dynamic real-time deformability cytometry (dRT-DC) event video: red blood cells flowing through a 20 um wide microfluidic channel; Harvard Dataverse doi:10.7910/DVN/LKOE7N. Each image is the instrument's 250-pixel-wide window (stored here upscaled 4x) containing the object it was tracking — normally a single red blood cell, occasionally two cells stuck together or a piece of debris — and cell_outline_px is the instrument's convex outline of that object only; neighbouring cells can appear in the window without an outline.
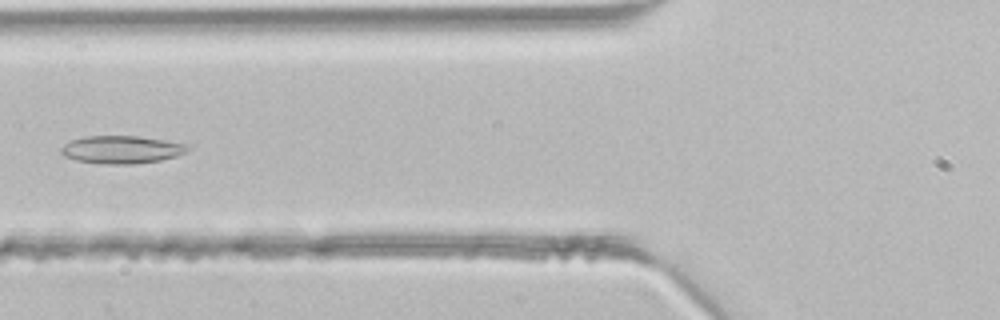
{"species": "common noctule bat (a hibernating species)", "species_latin": "Nyctalus noctula", "temperature_condition": "room temperature", "stored_images_in_passage": 34, "camera_frame_rate_fps": 3000, "um_per_image_px": 0.085, "animal": {"sex": "male", "body_mass_g": 21.5, "forearm_length_mm": 52.0}, "frame": {"image": 1, "passage_image": 7, "time_ms": 2.0, "image_size_px": [1000, 320], "cell_outline_px": [[192, 148], [188, 152], [176, 156], [160, 160], [136, 164], [104, 164], [76, 160], [64, 156], [60, 152], [60, 148], [64, 144], [72, 140], [88, 136], [136, 136], [164, 140], [188, 144]], "centroid_in_image_um": [10.37, 12.72], "position_along_channel_um": 115.4, "area_um2": 20.58}}
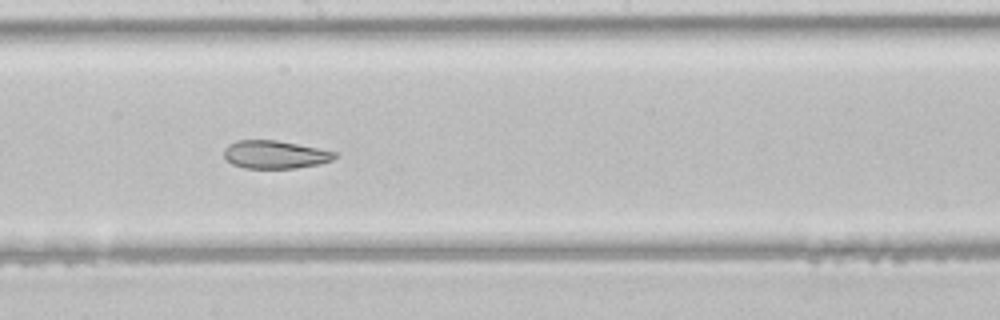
{"frame": {"image": 2, "passage_image": 14, "time_ms": 4.333, "image_size_px": [1000, 320], "cell_outline_px": [[336, 156], [332, 160], [320, 164], [296, 168], [244, 168], [232, 164], [224, 156], [224, 148], [228, 144], [236, 140], [276, 140], [336, 152]], "centroid_in_image_um": [23.34, 13.14], "position_along_channel_um": 224.9, "area_um2": 17.98}}
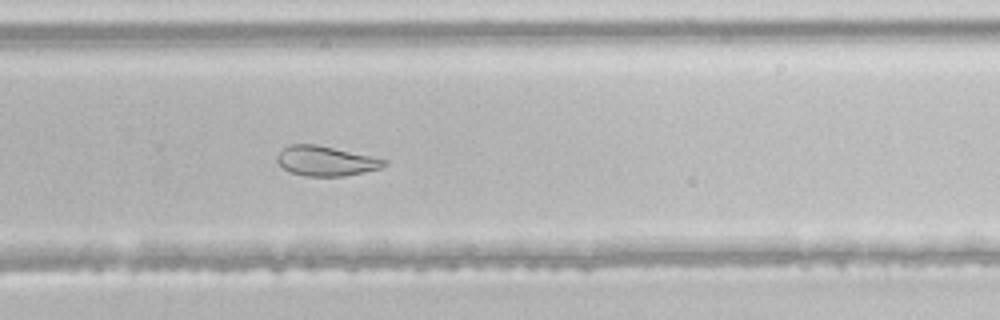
{"frame": {"image": 3, "passage_image": 19, "time_ms": 6.0, "image_size_px": [1000, 320], "cell_outline_px": [[388, 164], [380, 168], [364, 172], [344, 176], [304, 176], [288, 172], [276, 160], [276, 156], [284, 148], [292, 144], [316, 144], [388, 160]], "centroid_in_image_um": [27.69, 13.69], "position_along_channel_um": 302.1, "area_um2": 18.5}}